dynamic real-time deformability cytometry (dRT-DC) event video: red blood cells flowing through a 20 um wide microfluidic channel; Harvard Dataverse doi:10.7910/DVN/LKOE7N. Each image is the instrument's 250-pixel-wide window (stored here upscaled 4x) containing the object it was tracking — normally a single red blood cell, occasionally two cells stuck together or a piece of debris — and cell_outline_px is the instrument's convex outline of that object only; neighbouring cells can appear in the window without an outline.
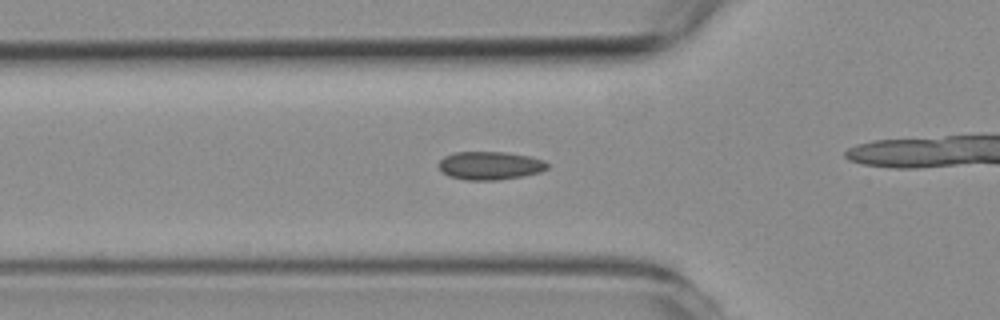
{"species": "common noctule bat (a hibernating species)", "species_latin": "Nyctalus noctula", "temperature_condition": "room temperature", "stored_images_in_passage": 16, "camera_frame_rate_fps": 3000, "um_per_image_px": 0.085, "animal": {"sex": "female", "body_mass_g": 19.3, "forearm_length_mm": 54.1}, "frame": {"image": 1, "passage_image": 2, "time_ms": 0.333, "image_size_px": [1000, 320], "cell_outline_px": [[548, 168], [540, 172], [524, 176], [496, 180], [464, 180], [448, 176], [440, 172], [440, 160], [444, 156], [456, 152], [504, 152], [528, 156], [544, 160], [548, 164]], "centroid_in_image_um": [41.64, 14.08], "position_along_channel_um": 84.2, "area_um2": 17.92}}
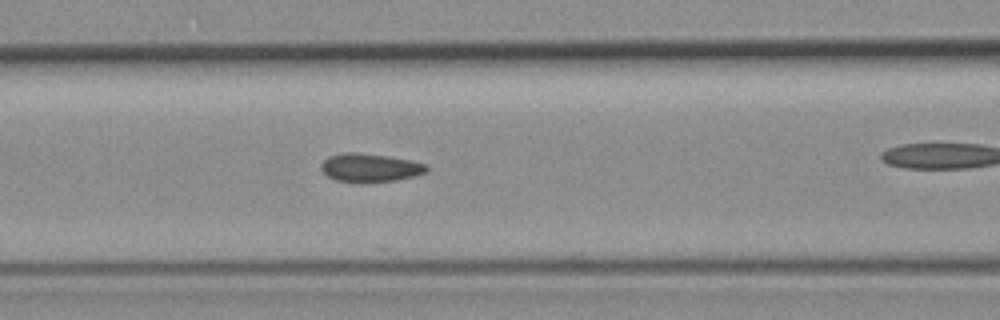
{"frame": {"image": 2, "passage_image": 6, "time_ms": 1.667, "image_size_px": [1000, 320], "cell_outline_px": [[428, 172], [416, 176], [396, 180], [360, 184], [336, 180], [328, 176], [320, 168], [320, 164], [328, 156], [344, 152], [356, 152], [388, 156], [428, 164]], "centroid_in_image_um": [31.45, 14.27], "position_along_channel_um": 135.1, "area_um2": 17.86}}
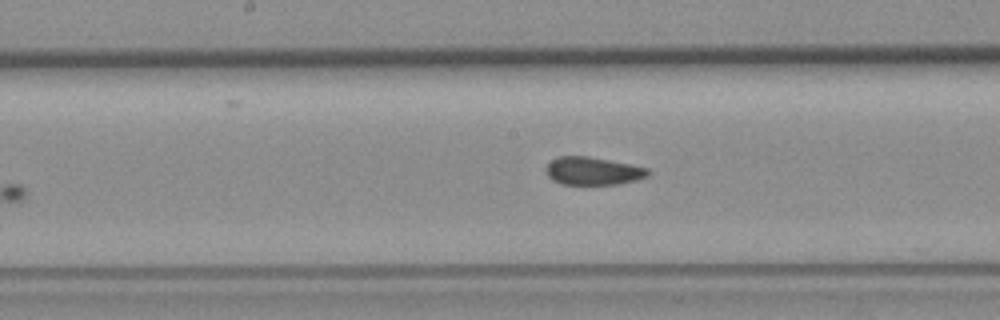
{"frame": {"image": 3, "passage_image": 11, "time_ms": 3.333, "image_size_px": [1000, 320], "cell_outline_px": [[652, 172], [648, 176], [636, 180], [620, 184], [560, 184], [552, 180], [548, 176], [544, 168], [556, 156], [588, 156], [648, 168]], "centroid_in_image_um": [50.38, 14.54], "position_along_channel_um": 197.8, "area_um2": 16.65}}